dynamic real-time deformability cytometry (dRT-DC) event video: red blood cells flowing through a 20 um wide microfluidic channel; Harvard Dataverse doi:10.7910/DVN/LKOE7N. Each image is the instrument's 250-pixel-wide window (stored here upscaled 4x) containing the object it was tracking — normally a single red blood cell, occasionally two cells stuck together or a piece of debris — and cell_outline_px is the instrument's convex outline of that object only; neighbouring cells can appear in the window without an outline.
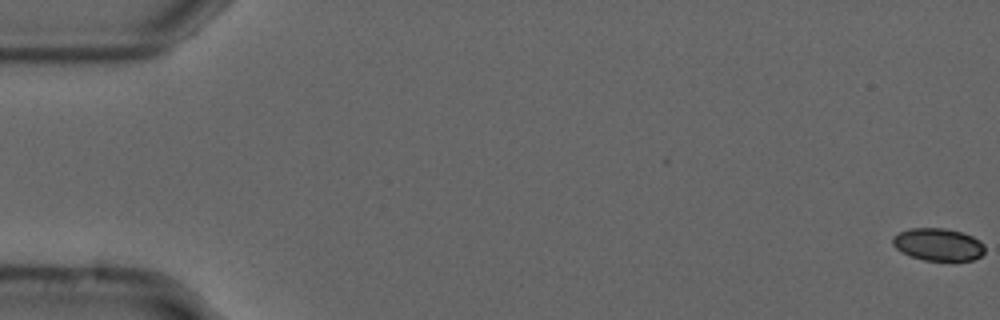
{"species": "common noctule bat (a hibernating species)", "species_latin": "Nyctalus noctula", "temperature_condition": "cold", "stored_images_in_passage": 56, "camera_frame_rate_fps": 3000, "um_per_image_px": 0.085, "animal": {"sex": "male", "forearm_length_mm": 52.5}, "frame": {"image": 1, "passage_image": 1, "time_ms": 0.0, "image_size_px": [1000, 320], "cell_outline_px": [[984, 252], [980, 256], [972, 260], [924, 260], [908, 256], [900, 252], [892, 244], [892, 236], [908, 228], [944, 228], [960, 232], [972, 236], [980, 240], [984, 244]], "centroid_in_image_um": [79.71, 20.78], "position_along_channel_um": 5.3, "area_um2": 17.51}}
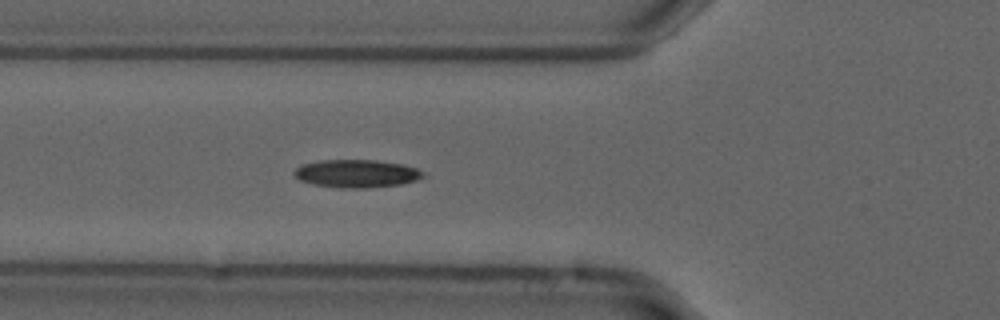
{"frame": {"image": 2, "passage_image": 21, "time_ms": 6.667, "image_size_px": [1000, 320], "cell_outline_px": [[428, 176], [416, 180], [400, 184], [364, 188], [340, 188], [312, 184], [300, 180], [292, 172], [296, 168], [304, 164], [320, 160], [376, 160], [404, 164], [416, 168], [424, 172]], "centroid_in_image_um": [30.34, 14.75], "position_along_channel_um": 95.5, "area_um2": 21.04}}
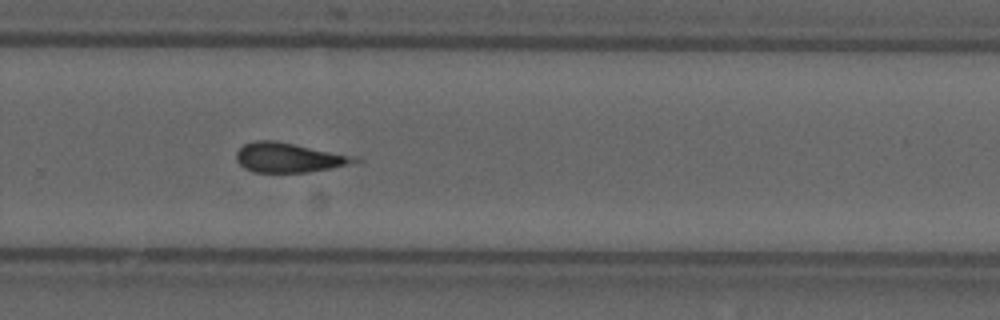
{"frame": {"image": 3, "passage_image": 38, "time_ms": 12.333, "image_size_px": [1000, 320], "cell_outline_px": [[364, 160], [332, 168], [308, 172], [252, 172], [244, 168], [236, 160], [236, 152], [244, 144], [252, 140], [272, 140], [352, 156]], "centroid_in_image_um": [24.48, 13.4], "position_along_channel_um": 305.3, "area_um2": 20.06}, "authors_computed_cell_mechanics": {"area_um2": 19.7676, "velocity_mm_per_s": 3.6988, "shape_relaxation_time_tau1_ms": null, "shape_relaxation_time_tau2_ms": 5.3274, "deformation_change_tau1": null, "deformation_change_tau2": 0.1823}}